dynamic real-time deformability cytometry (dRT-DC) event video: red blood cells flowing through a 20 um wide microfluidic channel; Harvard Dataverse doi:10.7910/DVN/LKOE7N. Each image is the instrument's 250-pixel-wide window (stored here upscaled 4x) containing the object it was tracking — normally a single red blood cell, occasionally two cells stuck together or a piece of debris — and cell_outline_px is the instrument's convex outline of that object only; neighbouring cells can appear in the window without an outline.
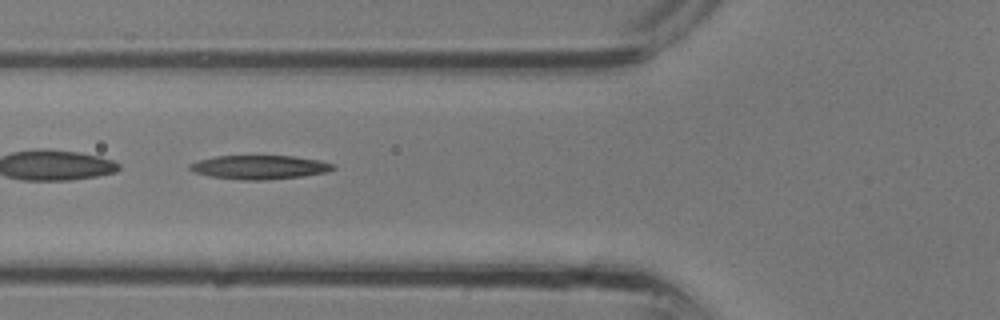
{"species": "common noctule bat (a hibernating species)", "species_latin": "Nyctalus noctula", "temperature_condition": "room temperature", "stored_images_in_passage": 32, "camera_frame_rate_fps": 3000, "um_per_image_px": 0.085, "animal": {"sex": "male", "body_mass_g": 13.3}, "frame": {"image": 1, "passage_image": 12, "time_ms": 3.667, "image_size_px": [1000, 320], "cell_outline_px": [[336, 168], [328, 172], [300, 176], [264, 180], [244, 180], [208, 176], [196, 172], [188, 168], [188, 164], [200, 160], [216, 156], [292, 156], [320, 160], [336, 164]], "centroid_in_image_um": [22.09, 14.21], "position_along_channel_um": 103.7, "area_um2": 19.88}}
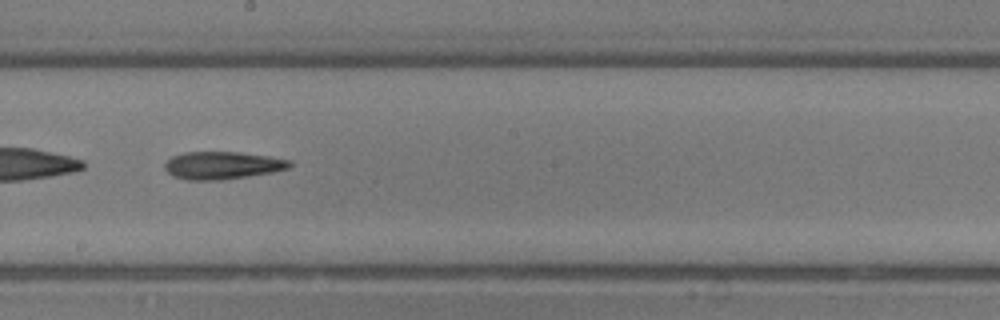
{"frame": {"image": 2, "passage_image": 18, "time_ms": 5.667, "image_size_px": [1000, 320], "cell_outline_px": [[292, 164], [288, 168], [272, 172], [248, 176], [220, 180], [188, 180], [172, 176], [164, 168], [164, 164], [172, 156], [184, 152], [240, 152], [268, 156], [292, 160]], "centroid_in_image_um": [18.89, 14.05], "position_along_channel_um": 229.3, "area_um2": 20.11}}
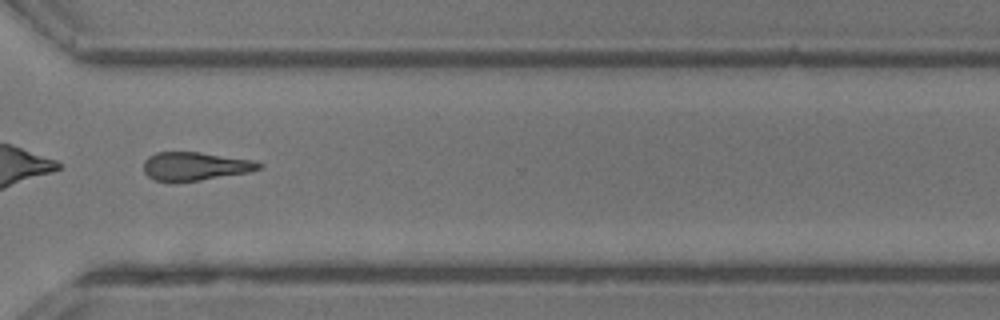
{"frame": {"image": 3, "passage_image": 24, "time_ms": 7.667, "image_size_px": [1000, 320], "cell_outline_px": [[264, 164], [260, 168], [248, 172], [200, 180], [156, 180], [148, 176], [144, 172], [144, 160], [148, 156], [156, 152], [200, 152], [252, 160]], "centroid_in_image_um": [16.58, 14.1], "position_along_channel_um": 354.0, "area_um2": 18.67}}